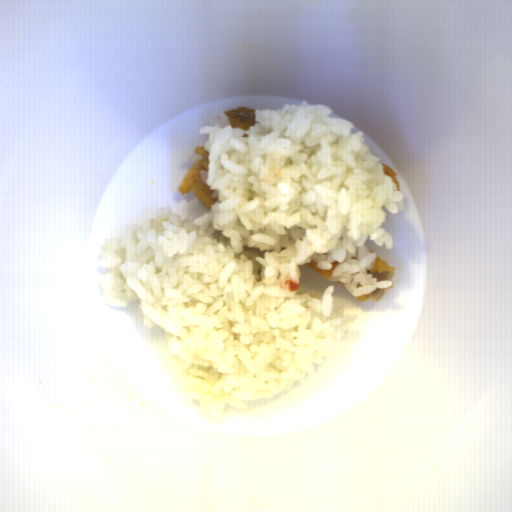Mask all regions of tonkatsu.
Listing matches in <instances>:
<instances>
[{"label":"tonkatsu","mask_w":512,"mask_h":512,"mask_svg":"<svg viewBox=\"0 0 512 512\" xmlns=\"http://www.w3.org/2000/svg\"><path fill=\"white\" fill-rule=\"evenodd\" d=\"M339 262H337L336 260L331 262L332 264V268L331 270H325L323 268H317V263L311 258V261L310 263L308 264H305L307 267H309L310 269H312L313 271H315L316 273H318L319 275H321L322 277H324L325 279H330L334 270L336 269L337 265H338Z\"/></svg>","instance_id":"08166bc2"},{"label":"tonkatsu","mask_w":512,"mask_h":512,"mask_svg":"<svg viewBox=\"0 0 512 512\" xmlns=\"http://www.w3.org/2000/svg\"><path fill=\"white\" fill-rule=\"evenodd\" d=\"M387 271H395V268H391L390 265L382 260L381 258H378L376 256L375 258V265L372 271H368L369 274L373 272H387Z\"/></svg>","instance_id":"4b7f1978"},{"label":"tonkatsu","mask_w":512,"mask_h":512,"mask_svg":"<svg viewBox=\"0 0 512 512\" xmlns=\"http://www.w3.org/2000/svg\"><path fill=\"white\" fill-rule=\"evenodd\" d=\"M228 116L229 123L233 128H241L244 131L249 130V126H254L256 122V109L239 107L223 112Z\"/></svg>","instance_id":"3a3dc1c2"},{"label":"tonkatsu","mask_w":512,"mask_h":512,"mask_svg":"<svg viewBox=\"0 0 512 512\" xmlns=\"http://www.w3.org/2000/svg\"><path fill=\"white\" fill-rule=\"evenodd\" d=\"M382 171H383V174H387L388 176L391 177L396 189L401 190L399 183H398V177H397L398 172H395L389 165H387L383 162H382Z\"/></svg>","instance_id":"8691e20e"},{"label":"tonkatsu","mask_w":512,"mask_h":512,"mask_svg":"<svg viewBox=\"0 0 512 512\" xmlns=\"http://www.w3.org/2000/svg\"><path fill=\"white\" fill-rule=\"evenodd\" d=\"M195 152L201 155L195 164L186 173L179 184L178 190L183 196L192 191L199 198L204 208H209L213 203L218 202L219 198H214L215 190L210 189V185L204 182L200 176L201 171L208 172L209 169V150L196 145Z\"/></svg>","instance_id":"d4beea91"}]
</instances>
